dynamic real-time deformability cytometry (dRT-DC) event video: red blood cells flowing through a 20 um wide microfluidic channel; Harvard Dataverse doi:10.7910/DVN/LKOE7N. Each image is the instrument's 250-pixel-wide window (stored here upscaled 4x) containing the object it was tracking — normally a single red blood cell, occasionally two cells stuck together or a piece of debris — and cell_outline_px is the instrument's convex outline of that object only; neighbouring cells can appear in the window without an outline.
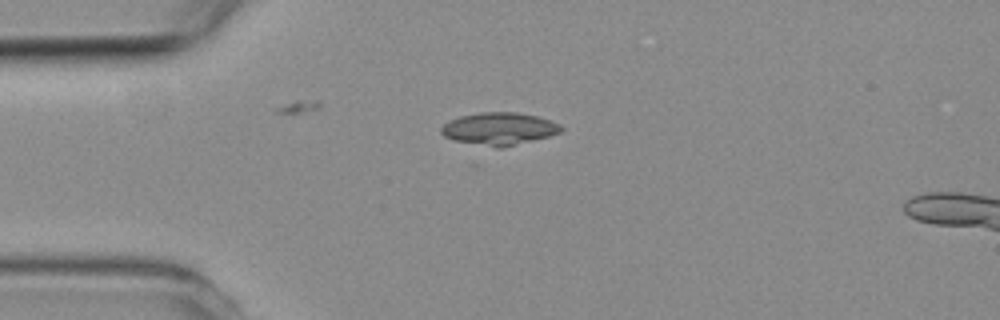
{"species": "common noctule bat (a hibernating species)", "species_latin": "Nyctalus noctula", "temperature_condition": "room temperature", "stored_images_in_passage": 2, "camera_frame_rate_fps": 3000, "um_per_image_px": 0.085, "animal": {"sex": "female", "body_mass_g": 19.3, "forearm_length_mm": 54.1}, "frame": {"image": 1, "passage_image": 1, "time_ms": 0.0, "image_size_px": [1000, 320], "cell_outline_px": [[564, 128], [560, 132], [548, 136], [500, 148], [496, 148], [452, 140], [444, 136], [440, 132], [440, 128], [444, 124], [460, 116], [480, 112], [516, 112], [536, 116], [560, 124]], "centroid_in_image_um": [42.39, 10.94], "position_along_channel_um": 42.6, "area_um2": 22.48}}